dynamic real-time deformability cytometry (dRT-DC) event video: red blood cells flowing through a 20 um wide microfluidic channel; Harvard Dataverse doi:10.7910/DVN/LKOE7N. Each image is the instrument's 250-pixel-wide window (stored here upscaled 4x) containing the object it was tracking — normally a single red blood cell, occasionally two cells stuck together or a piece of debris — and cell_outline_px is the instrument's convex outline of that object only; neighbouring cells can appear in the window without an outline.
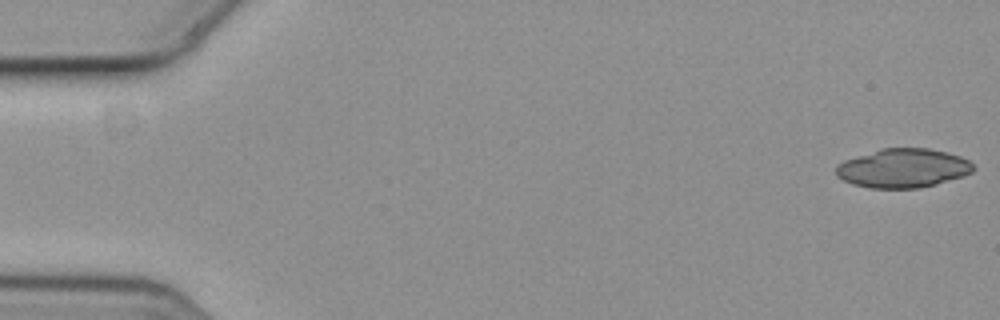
{"species": "common noctule bat (a hibernating species)", "species_latin": "Nyctalus noctula", "temperature_condition": "cold", "stored_images_in_passage": 3, "camera_frame_rate_fps": 3000, "um_per_image_px": 0.085, "animal": {"sex": "female", "body_mass_g": 19.3, "forearm_length_mm": 54.1}, "frame": {"image": 1, "passage_image": 1, "time_ms": 0.0, "image_size_px": [1000, 320], "cell_outline_px": [[976, 168], [972, 172], [964, 176], [936, 184], [916, 188], [872, 188], [852, 184], [836, 176], [836, 164], [844, 160], [880, 148], [928, 148], [948, 152], [960, 156], [968, 160]], "centroid_in_image_um": [76.75, 14.29], "position_along_channel_um": 8.2, "area_um2": 31.33}}